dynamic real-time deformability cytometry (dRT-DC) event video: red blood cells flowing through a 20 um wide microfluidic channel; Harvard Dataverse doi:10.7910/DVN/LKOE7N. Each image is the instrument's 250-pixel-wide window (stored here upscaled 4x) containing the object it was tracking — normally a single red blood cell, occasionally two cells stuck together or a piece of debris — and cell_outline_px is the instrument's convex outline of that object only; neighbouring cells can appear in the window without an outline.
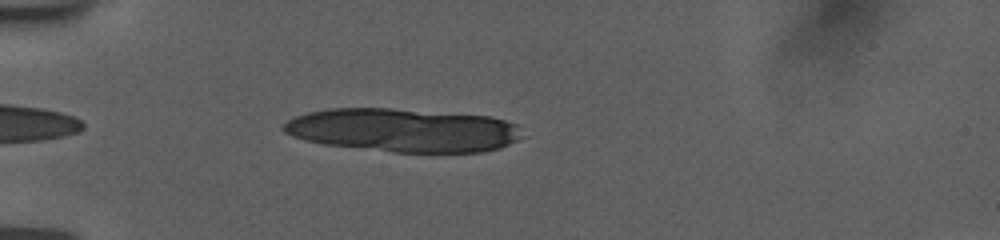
{"species": "human", "species_latin": "Homo sapiens", "temperature_condition": "room temperature", "stored_images_in_passage": 42, "camera_frame_rate_fps": 3000, "um_per_image_px": 0.085, "donor": {"sex": "female"}, "frame": {"image": 1, "passage_image": 4, "time_ms": 1.0, "image_size_px": [1000, 240], "cell_outline_px": [[528, 136], [500, 148], [484, 152], [392, 152], [324, 144], [304, 140], [292, 136], [284, 132], [284, 124], [288, 120], [296, 116], [308, 112], [328, 108], [392, 108], [488, 116], [504, 120], [516, 124]], "centroid_in_image_um": [34.32, 11.07], "position_along_channel_um": 50.7, "area_um2": 60.81}}
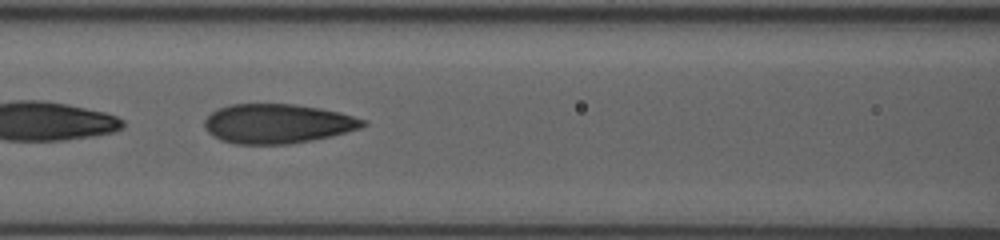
{"frame": {"image": 2, "passage_image": 14, "time_ms": 4.333, "image_size_px": [1000, 240], "cell_outline_px": [[368, 124], [360, 128], [348, 132], [332, 136], [312, 140], [288, 144], [236, 144], [220, 140], [212, 136], [204, 128], [204, 120], [212, 112], [220, 108], [232, 104], [292, 104], [320, 108], [340, 112], [368, 120]], "centroid_in_image_um": [23.61, 10.51], "position_along_channel_um": 143.0, "area_um2": 36.59}}
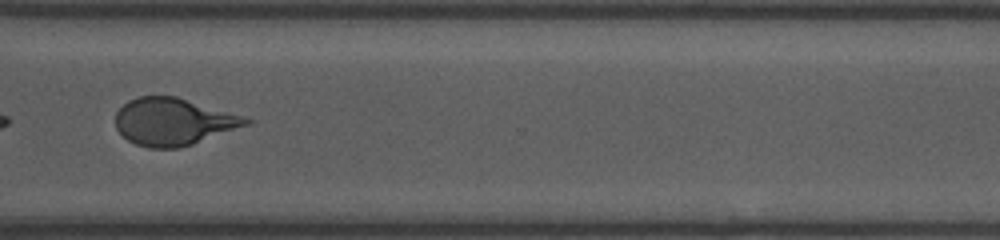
{"frame": {"image": 3, "passage_image": 31, "time_ms": 10.0, "image_size_px": [1000, 240], "cell_outline_px": [[252, 124], [180, 148], [148, 148], [136, 144], [128, 140], [116, 128], [116, 112], [128, 100], [140, 96], [176, 96], [240, 116], [252, 120]], "centroid_in_image_um": [14.71, 10.35], "position_along_channel_um": 355.9, "area_um2": 35.55}, "authors_computed_cell_mechanics": {"area_um2": 36.5585, "velocity_mm_per_s": 3.7625, "shape_relaxation_time_tau1_ms": 5.0761, "shape_relaxation_time_tau2_ms": 0.8883, "deformation_change_tau1": 0.1942, "deformation_change_tau2": 0.0739}}